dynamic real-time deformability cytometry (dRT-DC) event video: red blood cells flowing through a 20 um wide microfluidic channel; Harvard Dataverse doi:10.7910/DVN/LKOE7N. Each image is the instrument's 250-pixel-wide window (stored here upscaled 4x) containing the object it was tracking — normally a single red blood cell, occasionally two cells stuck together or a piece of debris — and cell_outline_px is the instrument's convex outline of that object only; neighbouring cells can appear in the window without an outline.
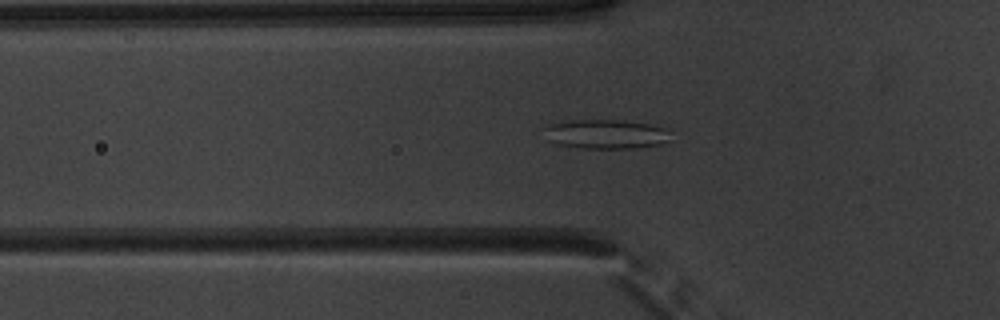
{"species": "common noctule bat (a hibernating species)", "species_latin": "Nyctalus noctula", "temperature_condition": "warm", "stored_images_in_passage": 41, "camera_frame_rate_fps": 3000, "um_per_image_px": 0.085, "animal": {"sex": "male", "body_mass_g": 20.1, "forearm_length_mm": 53.5}, "frame": {"image": 1, "passage_image": 7, "time_ms": 2.0, "image_size_px": [1000, 320], "cell_outline_px": [[668, 140], [660, 144], [640, 148], [584, 148], [556, 144], [548, 140], [544, 128], [544, 124], [568, 120], [624, 120], [648, 124], [664, 128]], "centroid_in_image_um": [51.4, 11.39], "position_along_channel_um": 74.4, "area_um2": 21.5}}
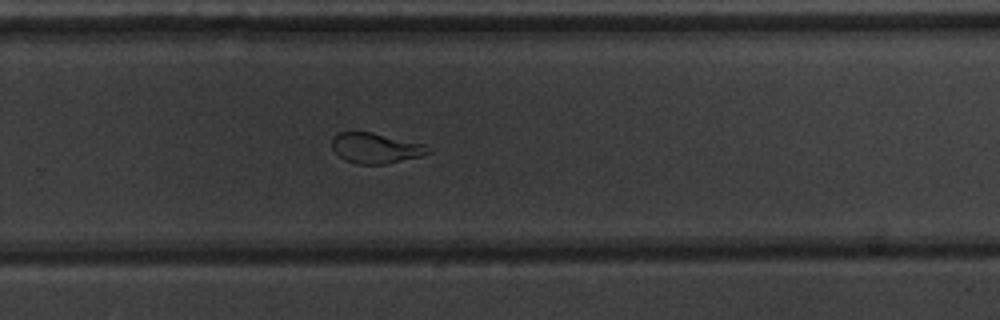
{"frame": {"image": 2, "passage_image": 24, "time_ms": 7.667, "image_size_px": [1000, 320], "cell_outline_px": [[432, 152], [420, 156], [384, 164], [360, 164], [344, 160], [332, 148], [332, 136], [340, 132], [372, 132], [424, 144], [432, 148]], "centroid_in_image_um": [31.94, 12.58], "position_along_channel_um": 297.9, "area_um2": 16.94}}
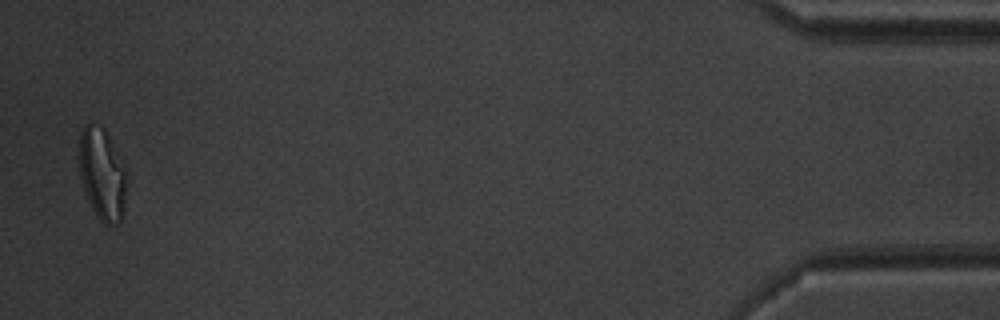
{"frame": {"image": 3, "passage_image": 40, "time_ms": 13.0, "image_size_px": [1000, 320], "cell_outline_px": [[124, 216], [116, 224], [104, 224], [100, 220], [92, 208], [88, 200], [80, 176], [80, 132], [84, 124], [88, 124], [104, 128], [124, 168]], "centroid_in_image_um": [8.66, 14.83], "position_along_channel_um": 426.5, "area_um2": 24.45}, "authors_computed_cell_mechanics": {"area_um2": 18.6694, "velocity_mm_per_s": 3.944, "shape_relaxation_time_tau1_ms": 6.7917, "shape_relaxation_time_tau2_ms": 0.6621, "deformation_change_tau1": 0.2193, "deformation_change_tau2": 0.0659}}